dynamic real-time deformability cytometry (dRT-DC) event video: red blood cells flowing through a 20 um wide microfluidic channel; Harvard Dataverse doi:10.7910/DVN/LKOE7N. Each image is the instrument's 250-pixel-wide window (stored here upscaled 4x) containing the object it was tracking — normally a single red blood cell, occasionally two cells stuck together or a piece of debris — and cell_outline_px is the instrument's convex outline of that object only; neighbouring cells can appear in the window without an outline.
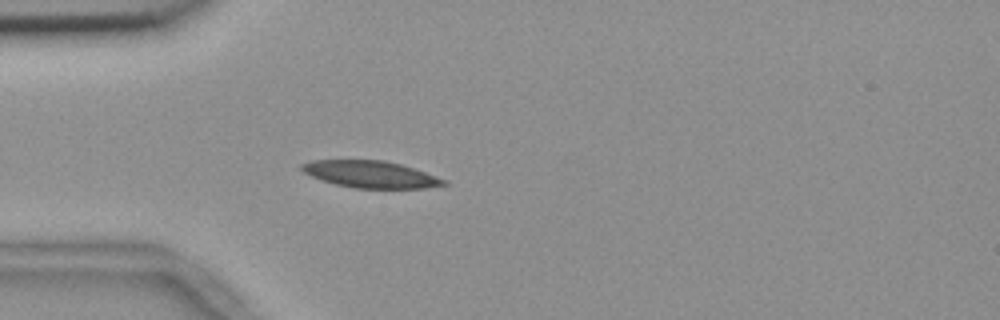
{"species": "common noctule bat (a hibernating species)", "species_latin": "Nyctalus noctula", "temperature_condition": "room temperature", "stored_images_in_passage": 41, "camera_frame_rate_fps": 3000, "um_per_image_px": 0.085, "animal": {"sex": "female", "body_mass_g": 18.4}, "frame": {"image": 1, "passage_image": 1, "time_ms": 0.0, "image_size_px": [1000, 320], "cell_outline_px": [[448, 184], [424, 188], [352, 188], [336, 184], [312, 176], [304, 172], [300, 168], [300, 164], [312, 160], [384, 160], [400, 164], [448, 180]], "centroid_in_image_um": [31.5, 14.81], "position_along_channel_um": 53.5, "area_um2": 22.08}}
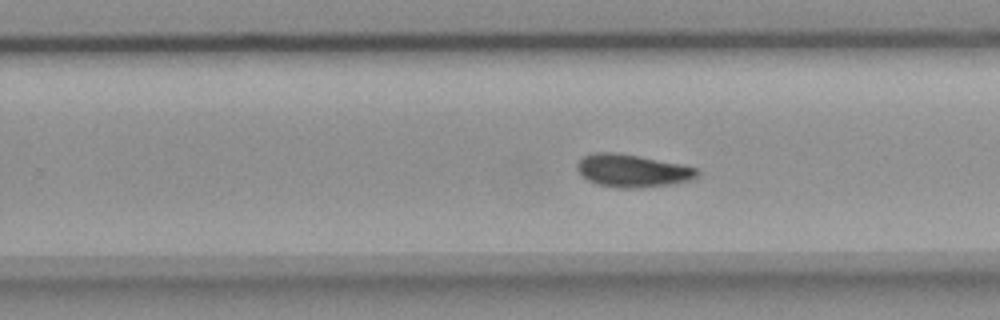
{"frame": {"image": 2, "passage_image": 20, "time_ms": 6.333, "image_size_px": [1000, 320], "cell_outline_px": [[700, 176], [692, 180], [676, 184], [640, 188], [616, 188], [596, 184], [588, 180], [576, 168], [576, 164], [584, 156], [592, 152], [616, 152], [640, 156], [680, 164], [696, 168], [700, 172]], "centroid_in_image_um": [53.79, 14.52], "position_along_channel_um": 276.0, "area_um2": 23.24}}
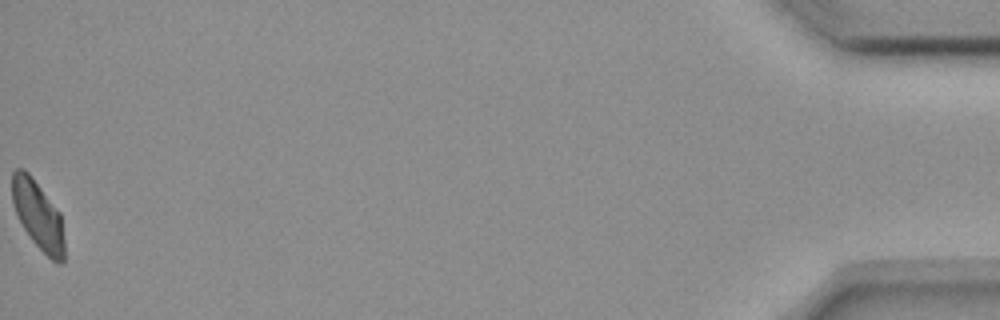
{"frame": {"image": 3, "passage_image": 41, "time_ms": 13.333, "image_size_px": [1000, 320], "cell_outline_px": [[64, 264], [56, 264], [32, 240], [24, 228], [12, 204], [12, 172], [16, 168], [24, 168], [28, 172], [60, 212], [64, 240]], "centroid_in_image_um": [3.24, 18.29], "position_along_channel_um": 432.0, "area_um2": 20.75}, "authors_computed_cell_mechanics": {"area_um2": 22.1374, "velocity_mm_per_s": 3.6496, "shape_relaxation_time_tau1_ms": null, "shape_relaxation_time_tau2_ms": 11.1913, "deformation_change_tau1": null, "deformation_change_tau2": 0.143}}